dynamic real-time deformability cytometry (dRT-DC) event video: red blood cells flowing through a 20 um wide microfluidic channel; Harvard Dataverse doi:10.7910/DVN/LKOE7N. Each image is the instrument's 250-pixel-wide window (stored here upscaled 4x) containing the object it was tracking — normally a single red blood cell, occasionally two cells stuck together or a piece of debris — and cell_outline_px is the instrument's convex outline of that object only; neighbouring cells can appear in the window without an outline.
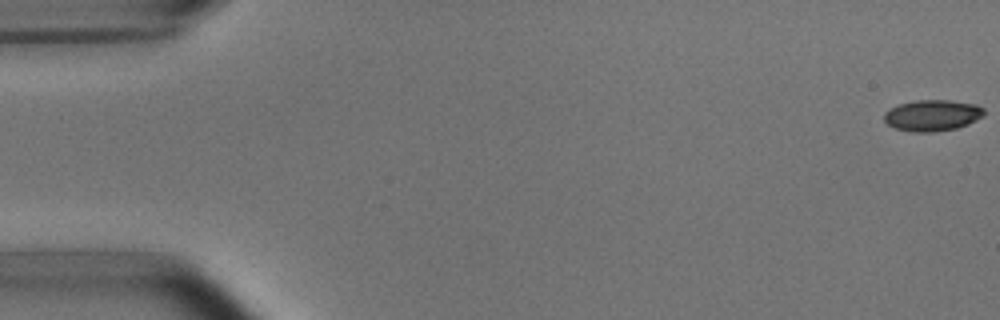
{"species": "common noctule bat (a hibernating species)", "species_latin": "Nyctalus noctula", "temperature_condition": "room temperature", "stored_images_in_passage": 5, "camera_frame_rate_fps": 3000, "um_per_image_px": 0.085, "animal": {"sex": "male", "body_mass_g": 15.6}, "frame": {"image": 1, "passage_image": 1, "time_ms": 0.0, "image_size_px": [1000, 320], "cell_outline_px": [[984, 116], [968, 124], [956, 128], [932, 132], [912, 132], [896, 128], [888, 124], [884, 120], [884, 112], [900, 104], [916, 100], [948, 100], [976, 104], [984, 108]], "centroid_in_image_um": [79.27, 9.8], "position_along_channel_um": 5.7, "area_um2": 18.09}}